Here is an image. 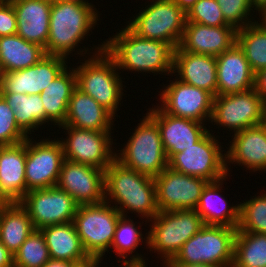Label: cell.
<instances>
[{
	"label": "cell",
	"instance_id": "cell-1",
	"mask_svg": "<svg viewBox=\"0 0 266 267\" xmlns=\"http://www.w3.org/2000/svg\"><path fill=\"white\" fill-rule=\"evenodd\" d=\"M99 13L96 5L73 0H52L45 53L70 61V58L77 54V57H80L78 59H83L85 56L89 57L91 54L103 51L104 41L97 44L98 46L93 45L91 48L83 46L84 49L81 47L79 49L81 46L79 44H83V40L85 38L88 40V36L92 35V29L94 30L96 25L98 28V21L102 20Z\"/></svg>",
	"mask_w": 266,
	"mask_h": 267
},
{
	"label": "cell",
	"instance_id": "cell-2",
	"mask_svg": "<svg viewBox=\"0 0 266 267\" xmlns=\"http://www.w3.org/2000/svg\"><path fill=\"white\" fill-rule=\"evenodd\" d=\"M122 27L119 32L104 40V50L114 60L119 71L174 77L175 49L169 43L141 38L126 24L125 28Z\"/></svg>",
	"mask_w": 266,
	"mask_h": 267
},
{
	"label": "cell",
	"instance_id": "cell-3",
	"mask_svg": "<svg viewBox=\"0 0 266 267\" xmlns=\"http://www.w3.org/2000/svg\"><path fill=\"white\" fill-rule=\"evenodd\" d=\"M104 183V201L114 206L122 216L129 217L128 214L134 213L140 220L145 219L146 226L158 214L153 177L136 172L114 159L105 169Z\"/></svg>",
	"mask_w": 266,
	"mask_h": 267
},
{
	"label": "cell",
	"instance_id": "cell-4",
	"mask_svg": "<svg viewBox=\"0 0 266 267\" xmlns=\"http://www.w3.org/2000/svg\"><path fill=\"white\" fill-rule=\"evenodd\" d=\"M80 61L72 65L75 67L76 87L91 96L115 118H120L117 112L126 95L124 92H127L123 85L126 78L121 77L122 72H119L114 60L103 50Z\"/></svg>",
	"mask_w": 266,
	"mask_h": 267
},
{
	"label": "cell",
	"instance_id": "cell-5",
	"mask_svg": "<svg viewBox=\"0 0 266 267\" xmlns=\"http://www.w3.org/2000/svg\"><path fill=\"white\" fill-rule=\"evenodd\" d=\"M151 222V223H149ZM147 249L156 253V258L165 267L178 253L183 244L205 224L195 209L159 211L148 221ZM162 259V260H161Z\"/></svg>",
	"mask_w": 266,
	"mask_h": 267
},
{
	"label": "cell",
	"instance_id": "cell-6",
	"mask_svg": "<svg viewBox=\"0 0 266 267\" xmlns=\"http://www.w3.org/2000/svg\"><path fill=\"white\" fill-rule=\"evenodd\" d=\"M144 115L129 133L131 136L126 144L123 143L124 148L116 146L115 159L136 172L155 178L168 167V159L157 123L147 113Z\"/></svg>",
	"mask_w": 266,
	"mask_h": 267
},
{
	"label": "cell",
	"instance_id": "cell-7",
	"mask_svg": "<svg viewBox=\"0 0 266 267\" xmlns=\"http://www.w3.org/2000/svg\"><path fill=\"white\" fill-rule=\"evenodd\" d=\"M149 1L141 4L133 20L127 18L126 26L141 38L166 42L176 49L184 33L186 13L173 0Z\"/></svg>",
	"mask_w": 266,
	"mask_h": 267
},
{
	"label": "cell",
	"instance_id": "cell-8",
	"mask_svg": "<svg viewBox=\"0 0 266 267\" xmlns=\"http://www.w3.org/2000/svg\"><path fill=\"white\" fill-rule=\"evenodd\" d=\"M237 228L204 225L183 244L168 264L232 267Z\"/></svg>",
	"mask_w": 266,
	"mask_h": 267
},
{
	"label": "cell",
	"instance_id": "cell-9",
	"mask_svg": "<svg viewBox=\"0 0 266 267\" xmlns=\"http://www.w3.org/2000/svg\"><path fill=\"white\" fill-rule=\"evenodd\" d=\"M121 216L114 206L105 201L78 205L73 223L84 251L92 260L103 261L111 251L116 225Z\"/></svg>",
	"mask_w": 266,
	"mask_h": 267
},
{
	"label": "cell",
	"instance_id": "cell-10",
	"mask_svg": "<svg viewBox=\"0 0 266 267\" xmlns=\"http://www.w3.org/2000/svg\"><path fill=\"white\" fill-rule=\"evenodd\" d=\"M212 132L213 130L209 129L197 143L174 154L168 160V167L182 174L205 179L208 182L218 181L226 177L228 175L226 149L223 148L226 145H222L225 143L220 142V136L214 135Z\"/></svg>",
	"mask_w": 266,
	"mask_h": 267
},
{
	"label": "cell",
	"instance_id": "cell-11",
	"mask_svg": "<svg viewBox=\"0 0 266 267\" xmlns=\"http://www.w3.org/2000/svg\"><path fill=\"white\" fill-rule=\"evenodd\" d=\"M66 138H59L63 146L64 159L90 165L105 170L115 159L116 143L114 131H95L78 129L75 127L61 125ZM61 139V140H60ZM114 144V146H113Z\"/></svg>",
	"mask_w": 266,
	"mask_h": 267
},
{
	"label": "cell",
	"instance_id": "cell-12",
	"mask_svg": "<svg viewBox=\"0 0 266 267\" xmlns=\"http://www.w3.org/2000/svg\"><path fill=\"white\" fill-rule=\"evenodd\" d=\"M262 123L263 100L254 88L244 92L214 97L209 124H214L213 126L218 129H221V127L224 130L229 129L230 136L233 133Z\"/></svg>",
	"mask_w": 266,
	"mask_h": 267
},
{
	"label": "cell",
	"instance_id": "cell-13",
	"mask_svg": "<svg viewBox=\"0 0 266 267\" xmlns=\"http://www.w3.org/2000/svg\"><path fill=\"white\" fill-rule=\"evenodd\" d=\"M49 137L42 136L37 140L38 137L33 139L34 136L26 139V193L57 185L64 160L63 146L59 137H54V140Z\"/></svg>",
	"mask_w": 266,
	"mask_h": 267
},
{
	"label": "cell",
	"instance_id": "cell-14",
	"mask_svg": "<svg viewBox=\"0 0 266 267\" xmlns=\"http://www.w3.org/2000/svg\"><path fill=\"white\" fill-rule=\"evenodd\" d=\"M166 82L169 83L159 89V98L156 100L165 113L209 124L214 99L210 92L183 83L176 77Z\"/></svg>",
	"mask_w": 266,
	"mask_h": 267
},
{
	"label": "cell",
	"instance_id": "cell-15",
	"mask_svg": "<svg viewBox=\"0 0 266 267\" xmlns=\"http://www.w3.org/2000/svg\"><path fill=\"white\" fill-rule=\"evenodd\" d=\"M20 204L27 210L35 230L72 222L78 204L57 186L28 191Z\"/></svg>",
	"mask_w": 266,
	"mask_h": 267
},
{
	"label": "cell",
	"instance_id": "cell-16",
	"mask_svg": "<svg viewBox=\"0 0 266 267\" xmlns=\"http://www.w3.org/2000/svg\"><path fill=\"white\" fill-rule=\"evenodd\" d=\"M159 211L195 209L207 180L166 167L154 178Z\"/></svg>",
	"mask_w": 266,
	"mask_h": 267
},
{
	"label": "cell",
	"instance_id": "cell-17",
	"mask_svg": "<svg viewBox=\"0 0 266 267\" xmlns=\"http://www.w3.org/2000/svg\"><path fill=\"white\" fill-rule=\"evenodd\" d=\"M105 170L64 159L57 187L75 200L78 205L104 202Z\"/></svg>",
	"mask_w": 266,
	"mask_h": 267
},
{
	"label": "cell",
	"instance_id": "cell-18",
	"mask_svg": "<svg viewBox=\"0 0 266 267\" xmlns=\"http://www.w3.org/2000/svg\"><path fill=\"white\" fill-rule=\"evenodd\" d=\"M68 63L66 58L46 54L28 68L4 72L0 93L40 94Z\"/></svg>",
	"mask_w": 266,
	"mask_h": 267
},
{
	"label": "cell",
	"instance_id": "cell-19",
	"mask_svg": "<svg viewBox=\"0 0 266 267\" xmlns=\"http://www.w3.org/2000/svg\"><path fill=\"white\" fill-rule=\"evenodd\" d=\"M154 106V107H153ZM147 114L157 123L167 159L197 143L210 128L209 124L175 117L165 113L158 105L146 109ZM209 126V127H206ZM209 128V129H207Z\"/></svg>",
	"mask_w": 266,
	"mask_h": 267
},
{
	"label": "cell",
	"instance_id": "cell-20",
	"mask_svg": "<svg viewBox=\"0 0 266 267\" xmlns=\"http://www.w3.org/2000/svg\"><path fill=\"white\" fill-rule=\"evenodd\" d=\"M228 137H232L230 145L226 144L229 146L226 147V169L229 179L231 165L244 166L242 168H246L245 171L248 170L249 173H266V127L263 124L246 128Z\"/></svg>",
	"mask_w": 266,
	"mask_h": 267
},
{
	"label": "cell",
	"instance_id": "cell-21",
	"mask_svg": "<svg viewBox=\"0 0 266 267\" xmlns=\"http://www.w3.org/2000/svg\"><path fill=\"white\" fill-rule=\"evenodd\" d=\"M233 26H207L186 22L179 47L189 53L217 57L236 43Z\"/></svg>",
	"mask_w": 266,
	"mask_h": 267
},
{
	"label": "cell",
	"instance_id": "cell-22",
	"mask_svg": "<svg viewBox=\"0 0 266 267\" xmlns=\"http://www.w3.org/2000/svg\"><path fill=\"white\" fill-rule=\"evenodd\" d=\"M26 140L0 146V202L20 203L26 194Z\"/></svg>",
	"mask_w": 266,
	"mask_h": 267
},
{
	"label": "cell",
	"instance_id": "cell-23",
	"mask_svg": "<svg viewBox=\"0 0 266 267\" xmlns=\"http://www.w3.org/2000/svg\"><path fill=\"white\" fill-rule=\"evenodd\" d=\"M173 75L183 83L204 89L217 96L216 57L174 50Z\"/></svg>",
	"mask_w": 266,
	"mask_h": 267
},
{
	"label": "cell",
	"instance_id": "cell-24",
	"mask_svg": "<svg viewBox=\"0 0 266 267\" xmlns=\"http://www.w3.org/2000/svg\"><path fill=\"white\" fill-rule=\"evenodd\" d=\"M217 95L244 92L254 88V72L243 50L235 43L216 57Z\"/></svg>",
	"mask_w": 266,
	"mask_h": 267
},
{
	"label": "cell",
	"instance_id": "cell-25",
	"mask_svg": "<svg viewBox=\"0 0 266 267\" xmlns=\"http://www.w3.org/2000/svg\"><path fill=\"white\" fill-rule=\"evenodd\" d=\"M17 18V35L46 48L52 0H9Z\"/></svg>",
	"mask_w": 266,
	"mask_h": 267
},
{
	"label": "cell",
	"instance_id": "cell-26",
	"mask_svg": "<svg viewBox=\"0 0 266 267\" xmlns=\"http://www.w3.org/2000/svg\"><path fill=\"white\" fill-rule=\"evenodd\" d=\"M226 181H228V175L218 181L208 182L202 190L195 210L201 216L205 225L231 228H237L239 225L240 204L233 205L231 202L229 203L225 196L221 194L224 192L222 187H224V183L227 184Z\"/></svg>",
	"mask_w": 266,
	"mask_h": 267
},
{
	"label": "cell",
	"instance_id": "cell-27",
	"mask_svg": "<svg viewBox=\"0 0 266 267\" xmlns=\"http://www.w3.org/2000/svg\"><path fill=\"white\" fill-rule=\"evenodd\" d=\"M116 118L91 96L77 87L73 90L63 125L78 129L113 131ZM114 125V127H113Z\"/></svg>",
	"mask_w": 266,
	"mask_h": 267
},
{
	"label": "cell",
	"instance_id": "cell-28",
	"mask_svg": "<svg viewBox=\"0 0 266 267\" xmlns=\"http://www.w3.org/2000/svg\"><path fill=\"white\" fill-rule=\"evenodd\" d=\"M71 66V68H70ZM67 66L45 90L40 93L45 109V124L49 128L59 127L65 123L68 104L76 88V74L72 63ZM50 125H49V124ZM57 125V126H56Z\"/></svg>",
	"mask_w": 266,
	"mask_h": 267
},
{
	"label": "cell",
	"instance_id": "cell-29",
	"mask_svg": "<svg viewBox=\"0 0 266 267\" xmlns=\"http://www.w3.org/2000/svg\"><path fill=\"white\" fill-rule=\"evenodd\" d=\"M40 231L45 238L50 259L73 261L81 266L92 261L84 251L73 221L47 226Z\"/></svg>",
	"mask_w": 266,
	"mask_h": 267
},
{
	"label": "cell",
	"instance_id": "cell-30",
	"mask_svg": "<svg viewBox=\"0 0 266 267\" xmlns=\"http://www.w3.org/2000/svg\"><path fill=\"white\" fill-rule=\"evenodd\" d=\"M34 230L27 210L20 203H2L0 241L13 255Z\"/></svg>",
	"mask_w": 266,
	"mask_h": 267
},
{
	"label": "cell",
	"instance_id": "cell-31",
	"mask_svg": "<svg viewBox=\"0 0 266 267\" xmlns=\"http://www.w3.org/2000/svg\"><path fill=\"white\" fill-rule=\"evenodd\" d=\"M44 55V48L28 42L19 35L0 37V64L3 72L28 68L36 64Z\"/></svg>",
	"mask_w": 266,
	"mask_h": 267
},
{
	"label": "cell",
	"instance_id": "cell-32",
	"mask_svg": "<svg viewBox=\"0 0 266 267\" xmlns=\"http://www.w3.org/2000/svg\"><path fill=\"white\" fill-rule=\"evenodd\" d=\"M0 95L14 111L18 127L28 137H33L32 134L34 135L36 130L39 131V128L45 129V109L40 94L0 93Z\"/></svg>",
	"mask_w": 266,
	"mask_h": 267
},
{
	"label": "cell",
	"instance_id": "cell-33",
	"mask_svg": "<svg viewBox=\"0 0 266 267\" xmlns=\"http://www.w3.org/2000/svg\"><path fill=\"white\" fill-rule=\"evenodd\" d=\"M142 226V223L134 221L130 217L121 216L119 218L111 246L113 251H110L114 252L116 257L119 259L116 261L117 263L121 262V258L123 259L122 261L146 262V260H148L145 259L147 257H145L144 254L138 253V251L136 252V250H138L137 248L139 245H142V243L143 245L145 244L144 246L147 249L148 235H146L147 233L143 235L142 229H138Z\"/></svg>",
	"mask_w": 266,
	"mask_h": 267
},
{
	"label": "cell",
	"instance_id": "cell-34",
	"mask_svg": "<svg viewBox=\"0 0 266 267\" xmlns=\"http://www.w3.org/2000/svg\"><path fill=\"white\" fill-rule=\"evenodd\" d=\"M236 43L243 50L254 74L266 68V20L263 17L238 29Z\"/></svg>",
	"mask_w": 266,
	"mask_h": 267
},
{
	"label": "cell",
	"instance_id": "cell-35",
	"mask_svg": "<svg viewBox=\"0 0 266 267\" xmlns=\"http://www.w3.org/2000/svg\"><path fill=\"white\" fill-rule=\"evenodd\" d=\"M232 267H266V234L237 232Z\"/></svg>",
	"mask_w": 266,
	"mask_h": 267
},
{
	"label": "cell",
	"instance_id": "cell-36",
	"mask_svg": "<svg viewBox=\"0 0 266 267\" xmlns=\"http://www.w3.org/2000/svg\"><path fill=\"white\" fill-rule=\"evenodd\" d=\"M261 191L240 204V219L237 232L266 234V192ZM259 194V195H258ZM257 195V196H256Z\"/></svg>",
	"mask_w": 266,
	"mask_h": 267
},
{
	"label": "cell",
	"instance_id": "cell-37",
	"mask_svg": "<svg viewBox=\"0 0 266 267\" xmlns=\"http://www.w3.org/2000/svg\"><path fill=\"white\" fill-rule=\"evenodd\" d=\"M49 259L42 232L34 230L14 254V267H43Z\"/></svg>",
	"mask_w": 266,
	"mask_h": 267
},
{
	"label": "cell",
	"instance_id": "cell-38",
	"mask_svg": "<svg viewBox=\"0 0 266 267\" xmlns=\"http://www.w3.org/2000/svg\"><path fill=\"white\" fill-rule=\"evenodd\" d=\"M220 5L225 21L236 30L244 28L246 25L256 22L259 13L254 11L250 0H216ZM253 11V13H252ZM256 12V15H254Z\"/></svg>",
	"mask_w": 266,
	"mask_h": 267
},
{
	"label": "cell",
	"instance_id": "cell-39",
	"mask_svg": "<svg viewBox=\"0 0 266 267\" xmlns=\"http://www.w3.org/2000/svg\"><path fill=\"white\" fill-rule=\"evenodd\" d=\"M186 22L214 27L231 26L225 21L216 0H197L186 12Z\"/></svg>",
	"mask_w": 266,
	"mask_h": 267
},
{
	"label": "cell",
	"instance_id": "cell-40",
	"mask_svg": "<svg viewBox=\"0 0 266 267\" xmlns=\"http://www.w3.org/2000/svg\"><path fill=\"white\" fill-rule=\"evenodd\" d=\"M27 138L16 123L14 111L0 95V146L18 144Z\"/></svg>",
	"mask_w": 266,
	"mask_h": 267
},
{
	"label": "cell",
	"instance_id": "cell-41",
	"mask_svg": "<svg viewBox=\"0 0 266 267\" xmlns=\"http://www.w3.org/2000/svg\"><path fill=\"white\" fill-rule=\"evenodd\" d=\"M17 33V18L9 0L0 1V37Z\"/></svg>",
	"mask_w": 266,
	"mask_h": 267
},
{
	"label": "cell",
	"instance_id": "cell-42",
	"mask_svg": "<svg viewBox=\"0 0 266 267\" xmlns=\"http://www.w3.org/2000/svg\"><path fill=\"white\" fill-rule=\"evenodd\" d=\"M254 90L261 96L263 101L266 100V68L255 73Z\"/></svg>",
	"mask_w": 266,
	"mask_h": 267
},
{
	"label": "cell",
	"instance_id": "cell-43",
	"mask_svg": "<svg viewBox=\"0 0 266 267\" xmlns=\"http://www.w3.org/2000/svg\"><path fill=\"white\" fill-rule=\"evenodd\" d=\"M0 267H14V255L0 241Z\"/></svg>",
	"mask_w": 266,
	"mask_h": 267
},
{
	"label": "cell",
	"instance_id": "cell-44",
	"mask_svg": "<svg viewBox=\"0 0 266 267\" xmlns=\"http://www.w3.org/2000/svg\"><path fill=\"white\" fill-rule=\"evenodd\" d=\"M77 262L49 259L43 267H80Z\"/></svg>",
	"mask_w": 266,
	"mask_h": 267
},
{
	"label": "cell",
	"instance_id": "cell-45",
	"mask_svg": "<svg viewBox=\"0 0 266 267\" xmlns=\"http://www.w3.org/2000/svg\"><path fill=\"white\" fill-rule=\"evenodd\" d=\"M255 11L259 13V18L266 14V0H250Z\"/></svg>",
	"mask_w": 266,
	"mask_h": 267
},
{
	"label": "cell",
	"instance_id": "cell-46",
	"mask_svg": "<svg viewBox=\"0 0 266 267\" xmlns=\"http://www.w3.org/2000/svg\"><path fill=\"white\" fill-rule=\"evenodd\" d=\"M185 13L197 0H173Z\"/></svg>",
	"mask_w": 266,
	"mask_h": 267
},
{
	"label": "cell",
	"instance_id": "cell-47",
	"mask_svg": "<svg viewBox=\"0 0 266 267\" xmlns=\"http://www.w3.org/2000/svg\"><path fill=\"white\" fill-rule=\"evenodd\" d=\"M121 266L119 267H148V263L146 261H121Z\"/></svg>",
	"mask_w": 266,
	"mask_h": 267
},
{
	"label": "cell",
	"instance_id": "cell-48",
	"mask_svg": "<svg viewBox=\"0 0 266 267\" xmlns=\"http://www.w3.org/2000/svg\"><path fill=\"white\" fill-rule=\"evenodd\" d=\"M165 267H219L207 264H167Z\"/></svg>",
	"mask_w": 266,
	"mask_h": 267
},
{
	"label": "cell",
	"instance_id": "cell-49",
	"mask_svg": "<svg viewBox=\"0 0 266 267\" xmlns=\"http://www.w3.org/2000/svg\"><path fill=\"white\" fill-rule=\"evenodd\" d=\"M102 261L99 260H92L90 263L86 264V265H82L80 267H101Z\"/></svg>",
	"mask_w": 266,
	"mask_h": 267
},
{
	"label": "cell",
	"instance_id": "cell-50",
	"mask_svg": "<svg viewBox=\"0 0 266 267\" xmlns=\"http://www.w3.org/2000/svg\"><path fill=\"white\" fill-rule=\"evenodd\" d=\"M262 124L266 127V100L263 101V123Z\"/></svg>",
	"mask_w": 266,
	"mask_h": 267
},
{
	"label": "cell",
	"instance_id": "cell-51",
	"mask_svg": "<svg viewBox=\"0 0 266 267\" xmlns=\"http://www.w3.org/2000/svg\"><path fill=\"white\" fill-rule=\"evenodd\" d=\"M3 74H4V72H3L1 64H0V88H1V84H2Z\"/></svg>",
	"mask_w": 266,
	"mask_h": 267
},
{
	"label": "cell",
	"instance_id": "cell-52",
	"mask_svg": "<svg viewBox=\"0 0 266 267\" xmlns=\"http://www.w3.org/2000/svg\"><path fill=\"white\" fill-rule=\"evenodd\" d=\"M73 1H79V2H83V3L94 5L93 2L91 3V2H89V0H73Z\"/></svg>",
	"mask_w": 266,
	"mask_h": 267
}]
</instances>
